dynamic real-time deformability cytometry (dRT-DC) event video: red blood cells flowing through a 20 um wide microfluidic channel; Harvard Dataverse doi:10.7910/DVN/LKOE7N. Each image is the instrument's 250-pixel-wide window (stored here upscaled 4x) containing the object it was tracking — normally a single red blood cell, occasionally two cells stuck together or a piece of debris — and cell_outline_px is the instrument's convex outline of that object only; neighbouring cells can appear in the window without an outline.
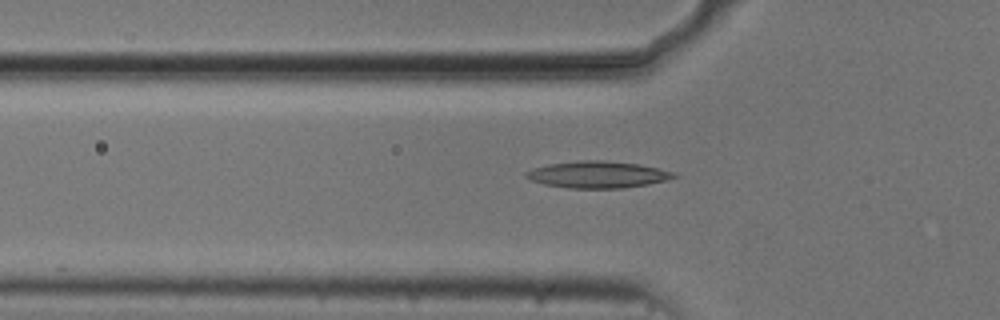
{"species": "common noctule bat (a hibernating species)", "species_latin": "Nyctalus noctula", "temperature_condition": "cold", "stored_images_in_passage": 32, "camera_frame_rate_fps": 3000, "um_per_image_px": 0.085, "animal": {"sex": "male", "body_mass_g": 20.5, "forearm_length_mm": 52.5}, "frame": {"image": 1, "passage_image": 2, "time_ms": 0.333, "image_size_px": [1000, 320], "cell_outline_px": [[680, 176], [668, 180], [648, 184], [620, 188], [568, 188], [544, 184], [532, 180], [524, 176], [524, 172], [532, 168], [548, 164], [580, 160], [600, 160], [640, 164], [660, 168], [676, 172]], "centroid_in_image_um": [50.84, 14.83], "position_along_channel_um": 75.0, "area_um2": 23.24}}
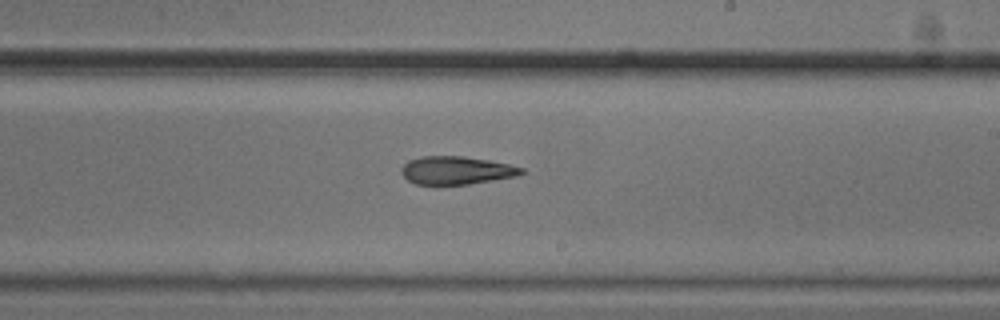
{"frame": {"image": 2, "passage_image": 16, "time_ms": 5.0, "image_size_px": [1000, 320], "cell_outline_px": [[528, 172], [520, 176], [468, 184], [416, 184], [408, 180], [400, 172], [400, 168], [408, 160], [420, 156], [464, 156], [488, 160], [508, 164], [524, 168]], "centroid_in_image_um": [38.82, 14.47], "position_along_channel_um": 250.2, "area_um2": 19.83}}
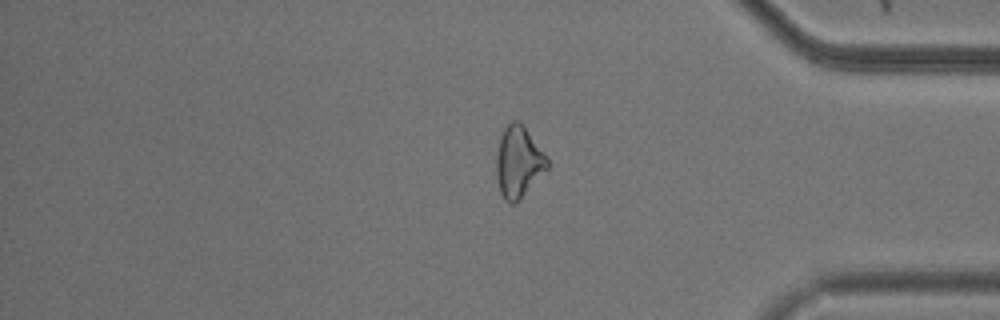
{"frame": {"image": 3, "passage_image": 29, "time_ms": 9.333, "image_size_px": [1000, 320], "cell_outline_px": [[548, 168], [516, 204], [508, 204], [504, 200], [500, 192], [496, 176], [496, 156], [500, 136], [504, 124], [512, 120], [516, 120], [524, 128], [548, 160]], "centroid_in_image_um": [44.02, 13.81], "position_along_channel_um": 391.2, "area_um2": 20.98}, "authors_computed_cell_mechanics": {"area_um2": 20.6924, "velocity_mm_per_s": 3.7318, "shape_relaxation_time_tau1_ms": null, "shape_relaxation_time_tau2_ms": 10.2692, "deformation_change_tau1": null, "deformation_change_tau2": 0.2296}}